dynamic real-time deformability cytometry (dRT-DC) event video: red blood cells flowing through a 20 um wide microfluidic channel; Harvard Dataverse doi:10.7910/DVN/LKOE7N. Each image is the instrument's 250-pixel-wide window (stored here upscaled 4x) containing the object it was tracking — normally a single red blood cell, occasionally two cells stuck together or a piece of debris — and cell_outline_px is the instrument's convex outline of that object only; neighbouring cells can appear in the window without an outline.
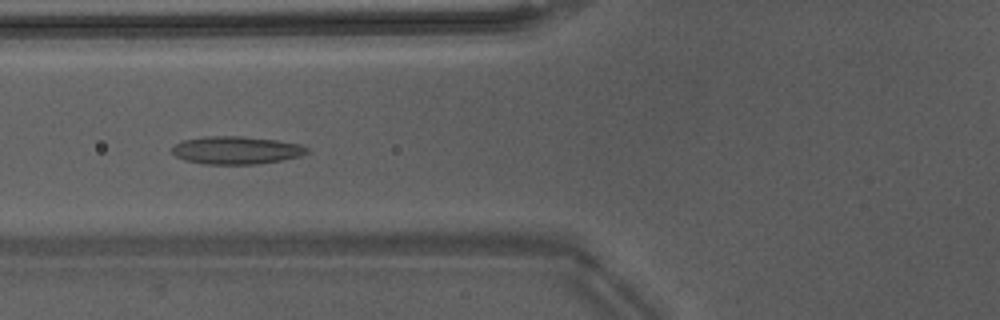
{"species": "Egyptian fruit bat (a non-hibernating species)", "species_latin": "Rousettus aegyptiacus", "temperature_condition": "warm", "stored_images_in_passage": 41, "camera_frame_rate_fps": 3000, "um_per_image_px": 0.085, "animal": {"sex": "male"}, "frame": {"image": 1, "passage_image": 12, "time_ms": 3.667, "image_size_px": [1000, 320], "cell_outline_px": [[308, 152], [300, 156], [280, 160], [256, 164], [204, 164], [184, 160], [176, 156], [172, 152], [172, 148], [176, 144], [184, 140], [208, 136], [240, 136], [276, 140], [300, 144], [308, 148]], "centroid_in_image_um": [20.08, 12.77], "position_along_channel_um": 105.7, "area_um2": 21.68}}
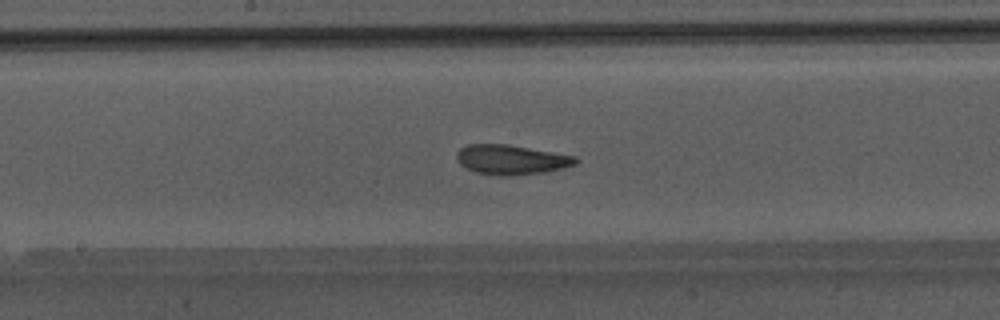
{"frame": {"image": 2, "passage_image": 19, "time_ms": 6.0, "image_size_px": [1000, 320], "cell_outline_px": [[580, 160], [576, 164], [564, 168], [544, 172], [508, 176], [500, 176], [476, 172], [460, 164], [456, 160], [456, 152], [460, 148], [468, 144], [508, 144], [576, 156]], "centroid_in_image_um": [43.47, 13.57], "position_along_channel_um": 204.7, "area_um2": 20.69}}
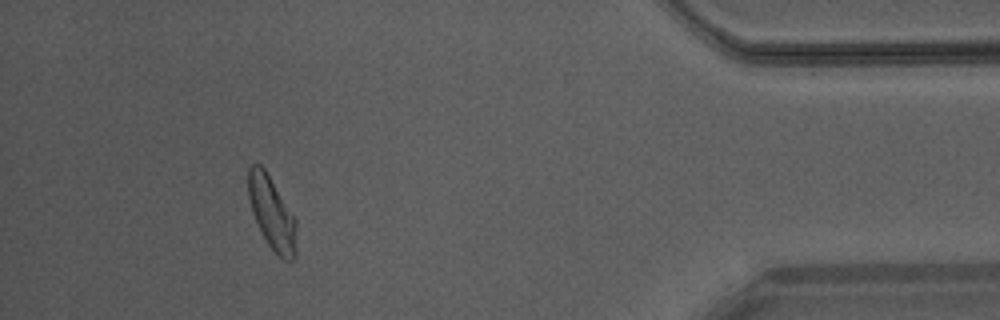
{"frame": {"image": 3, "passage_image": 37, "time_ms": 12.0, "image_size_px": [1000, 320], "cell_outline_px": [[296, 256], [292, 260], [284, 260], [268, 244], [252, 212], [248, 196], [248, 168], [252, 164], [260, 164], [264, 168], [296, 220]], "centroid_in_image_um": [23.11, 18.11], "position_along_channel_um": 412.1, "area_um2": 19.94}, "authors_computed_cell_mechanics": {"area_um2": 20.3456, "velocity_mm_per_s": 4.2457, "shape_relaxation_time_tau1_ms": 6.7403, "shape_relaxation_time_tau2_ms": 2.0078, "deformation_change_tau1": 0.188, "deformation_change_tau2": 0.0955}}